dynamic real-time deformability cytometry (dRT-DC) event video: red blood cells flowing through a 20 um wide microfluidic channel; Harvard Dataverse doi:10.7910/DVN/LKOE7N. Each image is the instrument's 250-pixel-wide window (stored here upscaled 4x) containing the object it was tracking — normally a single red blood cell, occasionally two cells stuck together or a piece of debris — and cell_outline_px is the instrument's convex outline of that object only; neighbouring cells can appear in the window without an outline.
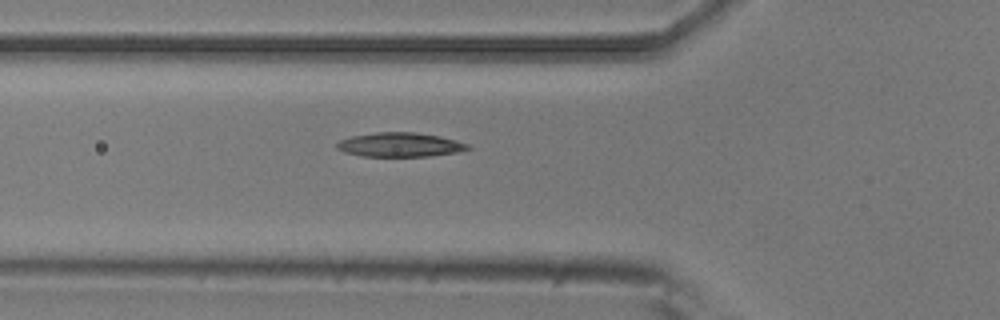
{"species": "common noctule bat (a hibernating species)", "species_latin": "Nyctalus noctula", "temperature_condition": "room temperature", "stored_images_in_passage": 3, "camera_frame_rate_fps": 3000, "um_per_image_px": 0.085, "animal": {"sex": "male", "body_mass_g": 20.5, "forearm_length_mm": 52.5}, "frame": {"image": 1, "passage_image": 3, "time_ms": 0.667, "image_size_px": [1000, 320], "cell_outline_px": [[472, 148], [456, 152], [432, 156], [360, 156], [344, 152], [336, 148], [336, 144], [340, 140], [352, 136], [376, 132], [416, 132], [440, 136], [456, 140], [468, 144]], "centroid_in_image_um": [33.99, 12.3], "position_along_channel_um": 91.8, "area_um2": 18.5}}